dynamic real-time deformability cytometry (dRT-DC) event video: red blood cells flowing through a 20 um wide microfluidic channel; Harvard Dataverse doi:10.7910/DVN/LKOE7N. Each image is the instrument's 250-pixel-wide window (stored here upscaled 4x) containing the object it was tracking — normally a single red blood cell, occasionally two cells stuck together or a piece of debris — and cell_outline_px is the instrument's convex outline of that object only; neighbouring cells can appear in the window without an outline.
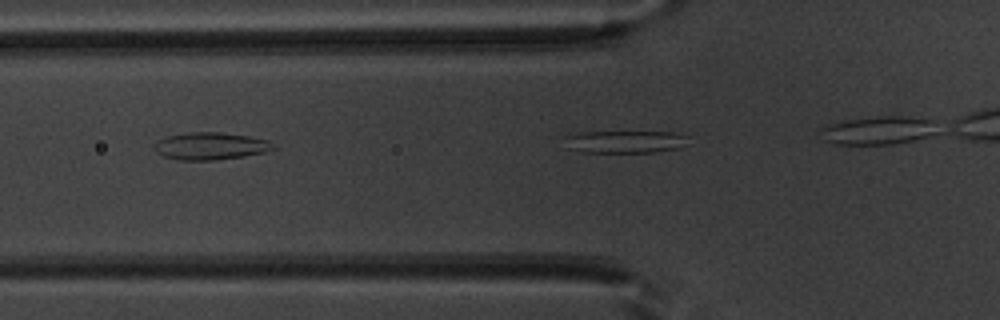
{"species": "common noctule bat (a hibernating species)", "species_latin": "Nyctalus noctula", "temperature_condition": "warm", "stored_images_in_passage": 8, "segment_of_instrument_passage": [2, 2], "camera_frame_rate_fps": 3000, "um_per_image_px": 0.085, "animal": {"sex": "male", "body_mass_g": 20.1, "forearm_length_mm": 53.5}, "frame": {"image": 1, "passage_image": 8, "time_ms": 2.333, "image_size_px": [1000, 320], "cell_outline_px": [[688, 144], [676, 148], [656, 152], [584, 152], [568, 148], [568, 136], [580, 132], [676, 132], [688, 136]], "centroid_in_image_um": [53.23, 12.04], "position_along_channel_um": 72.6, "area_um2": 15.95}}